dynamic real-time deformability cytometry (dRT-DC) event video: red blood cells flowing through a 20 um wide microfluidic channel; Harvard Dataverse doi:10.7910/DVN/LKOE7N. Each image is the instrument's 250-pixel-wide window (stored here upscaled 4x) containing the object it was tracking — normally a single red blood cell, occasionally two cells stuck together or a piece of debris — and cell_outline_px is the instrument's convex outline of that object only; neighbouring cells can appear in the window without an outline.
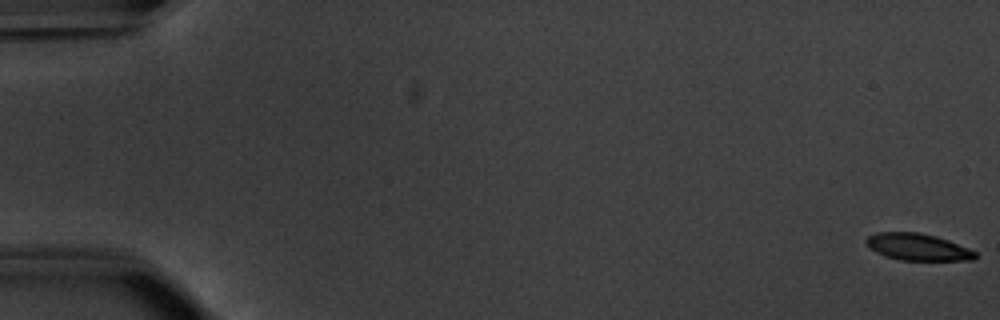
{"species": "common noctule bat (a hibernating species)", "species_latin": "Nyctalus noctula", "temperature_condition": "warm", "stored_images_in_passage": 54, "camera_frame_rate_fps": 3000, "um_per_image_px": 0.085, "animal": {"sex": "male", "body_mass_g": 20.1, "forearm_length_mm": 53.5}, "frame": {"image": 1, "passage_image": 1, "time_ms": 0.0, "image_size_px": [1000, 320], "cell_outline_px": [[976, 256], [972, 260], [900, 260], [884, 256], [876, 252], [864, 244], [864, 240], [868, 236], [876, 232], [920, 232], [936, 236], [948, 240], [968, 248], [976, 252]], "centroid_in_image_um": [77.95, 20.98], "position_along_channel_um": 7.1, "area_um2": 17.17}}
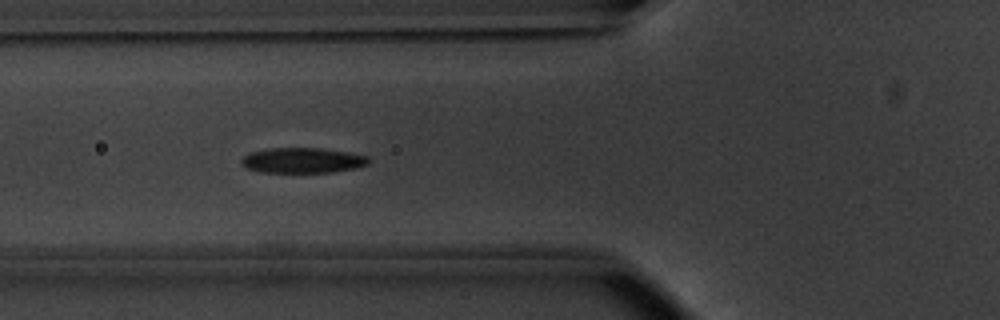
{"frame": {"image": 2, "passage_image": 21, "time_ms": 6.667, "image_size_px": [1000, 320], "cell_outline_px": [[368, 164], [356, 168], [332, 172], [260, 172], [244, 168], [240, 164], [240, 160], [248, 152], [264, 148], [320, 148], [348, 152], [368, 156]], "centroid_in_image_um": [25.64, 13.63], "position_along_channel_um": 100.2, "area_um2": 18.96}}
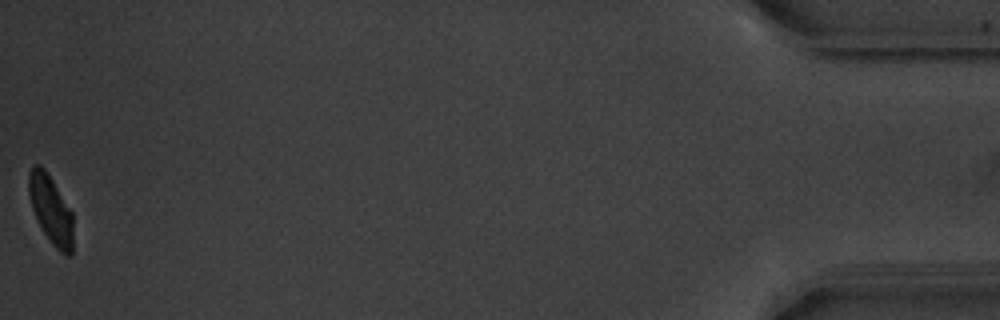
{"frame": {"image": 3, "passage_image": 54, "time_ms": 17.667, "image_size_px": [1000, 320], "cell_outline_px": [[72, 252], [68, 256], [64, 256], [52, 244], [44, 232], [32, 208], [28, 192], [28, 172], [32, 164], [40, 164], [44, 168], [52, 180], [72, 212]], "centroid_in_image_um": [4.3, 17.79], "position_along_channel_um": 430.9, "area_um2": 17.51}, "authors_computed_cell_mechanics": {"area_um2": 18.9006, "velocity_mm_per_s": 3.8306, "shape_relaxation_time_tau1_ms": 2.3193, "shape_relaxation_time_tau2_ms": 3.1324, "deformation_change_tau1": 0.1135, "deformation_change_tau2": 0.0786}}